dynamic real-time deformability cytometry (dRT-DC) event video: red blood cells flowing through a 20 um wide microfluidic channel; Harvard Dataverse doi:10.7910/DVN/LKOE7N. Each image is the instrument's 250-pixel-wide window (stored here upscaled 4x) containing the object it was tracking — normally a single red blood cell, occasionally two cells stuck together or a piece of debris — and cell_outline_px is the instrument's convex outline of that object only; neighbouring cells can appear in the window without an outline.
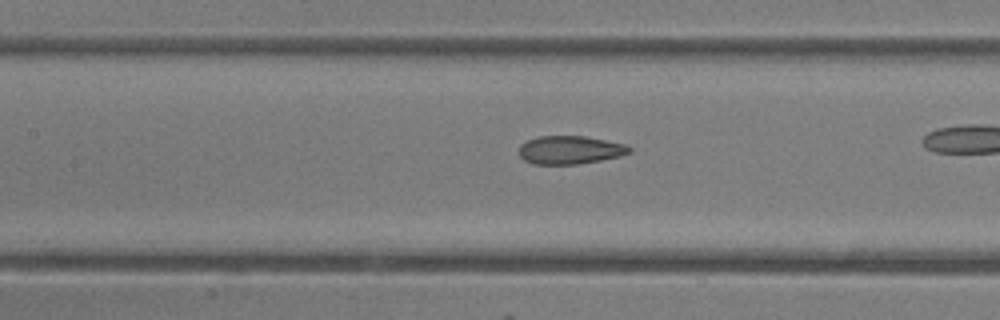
{"species": "common noctule bat (a hibernating species)", "species_latin": "Nyctalus noctula", "temperature_condition": "room temperature", "stored_images_in_passage": 39, "camera_frame_rate_fps": 3000, "um_per_image_px": 0.085, "animal": {"sex": "female"}, "frame": {"image": 1, "passage_image": 23, "time_ms": 7.333, "image_size_px": [1000, 320], "cell_outline_px": [[632, 152], [620, 156], [600, 160], [576, 164], [532, 164], [524, 160], [520, 156], [520, 144], [536, 136], [584, 136], [624, 144], [632, 148]], "centroid_in_image_um": [48.44, 12.74], "position_along_channel_um": 159.0, "area_um2": 18.09}}